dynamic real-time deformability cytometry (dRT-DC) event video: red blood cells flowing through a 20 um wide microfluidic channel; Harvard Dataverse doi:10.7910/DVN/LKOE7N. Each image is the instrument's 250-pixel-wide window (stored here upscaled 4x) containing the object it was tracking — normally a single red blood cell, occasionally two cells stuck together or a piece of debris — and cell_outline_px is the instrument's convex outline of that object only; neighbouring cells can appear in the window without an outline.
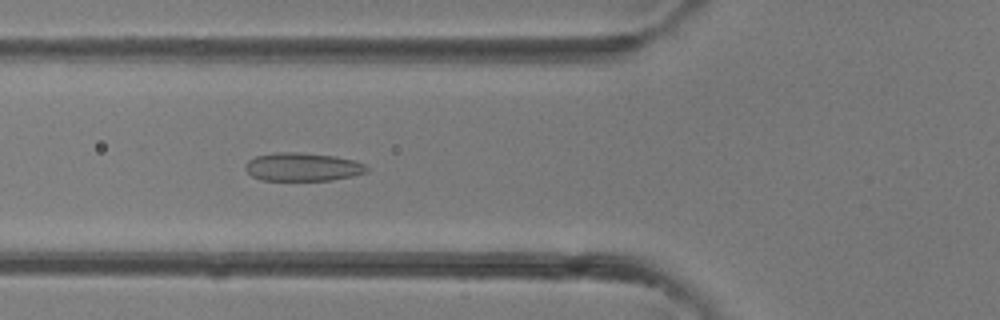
{"species": "common noctule bat (a hibernating species)", "species_latin": "Nyctalus noctula", "temperature_condition": "room temperature", "stored_images_in_passage": 39, "camera_frame_rate_fps": 3000, "um_per_image_px": 0.085, "animal": {"sex": "female"}, "frame": {"image": 1, "passage_image": 14, "time_ms": 4.333, "image_size_px": [1000, 320], "cell_outline_px": [[368, 172], [352, 176], [332, 180], [260, 180], [252, 176], [244, 168], [244, 164], [248, 160], [256, 156], [276, 152], [300, 152], [332, 156], [352, 160], [364, 164], [368, 168]], "centroid_in_image_um": [25.68, 14.19], "position_along_channel_um": 100.1, "area_um2": 20.0}}
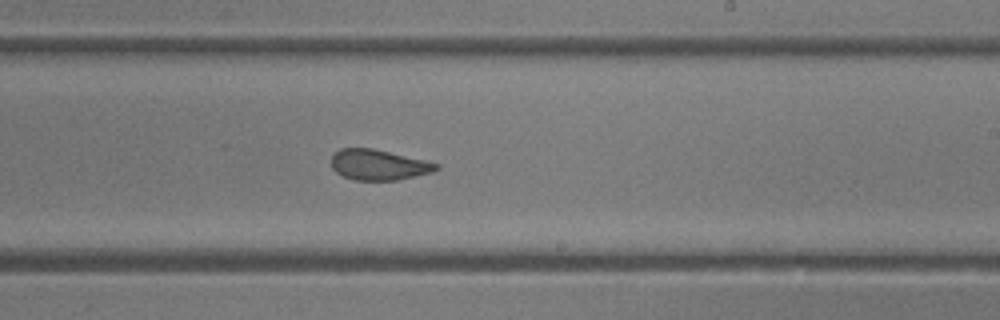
{"frame": {"image": 2, "passage_image": 23, "time_ms": 7.333, "image_size_px": [1000, 320], "cell_outline_px": [[440, 168], [432, 172], [396, 180], [356, 180], [344, 176], [336, 172], [332, 168], [332, 156], [340, 148], [372, 148], [424, 160], [440, 164]], "centroid_in_image_um": [32.18, 14.01], "position_along_channel_um": 256.8, "area_um2": 18.44}}
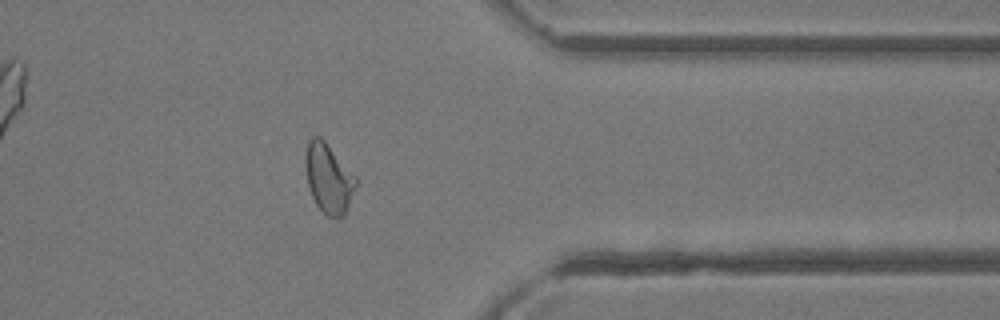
{"frame": {"image": 3, "passage_image": 31, "time_ms": 10.0, "image_size_px": [1000, 320], "cell_outline_px": [[356, 184], [344, 216], [336, 220], [328, 216], [316, 204], [308, 188], [304, 164], [304, 156], [308, 140], [312, 136], [320, 136], [324, 140], [356, 176]], "centroid_in_image_um": [27.89, 15.14], "position_along_channel_um": 383.5, "area_um2": 20.52}}